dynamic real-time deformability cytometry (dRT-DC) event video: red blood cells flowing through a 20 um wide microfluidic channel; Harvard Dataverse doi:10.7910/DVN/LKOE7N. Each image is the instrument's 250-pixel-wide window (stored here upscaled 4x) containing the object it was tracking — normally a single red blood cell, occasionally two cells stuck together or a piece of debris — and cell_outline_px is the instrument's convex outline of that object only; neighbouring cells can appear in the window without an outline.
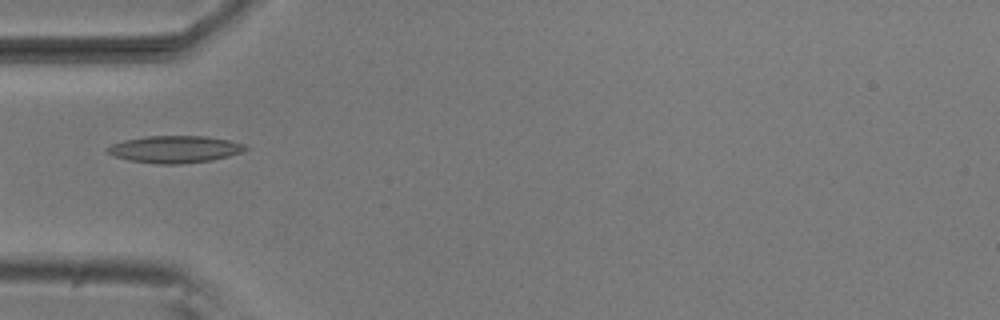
{"species": "common noctule bat (a hibernating species)", "species_latin": "Nyctalus noctula", "temperature_condition": "room temperature", "stored_images_in_passage": 10, "camera_frame_rate_fps": 3000, "um_per_image_px": 0.085, "animal": {"sex": "male", "body_mass_g": 20.5, "forearm_length_mm": 52.5}, "frame": {"image": 1, "passage_image": 4, "time_ms": 1.0, "image_size_px": [1000, 320], "cell_outline_px": [[248, 148], [240, 152], [228, 156], [212, 160], [180, 164], [160, 164], [128, 160], [112, 156], [104, 148], [112, 144], [124, 140], [144, 136], [208, 136], [228, 140], [244, 144]], "centroid_in_image_um": [14.82, 12.68], "position_along_channel_um": 70.2, "area_um2": 21.79}}
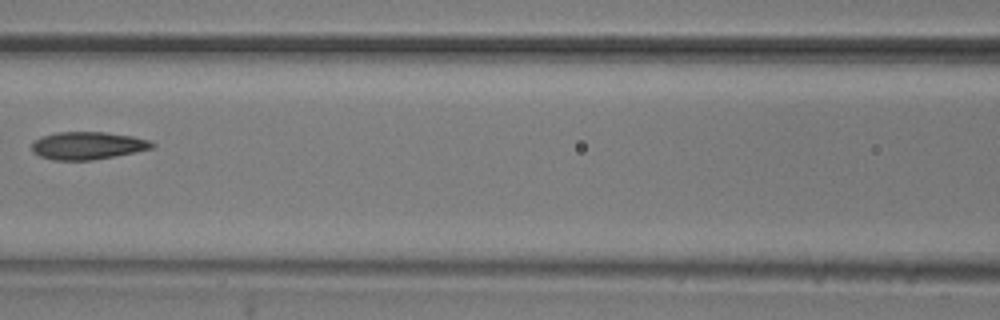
{"frame": {"image": 2, "passage_image": 6, "time_ms": 1.667, "image_size_px": [1000, 320], "cell_outline_px": [[156, 144], [152, 148], [136, 152], [116, 156], [92, 160], [52, 160], [40, 156], [32, 152], [32, 144], [40, 136], [56, 132], [104, 132], [132, 136], [148, 140]], "centroid_in_image_um": [7.44, 12.38], "position_along_channel_um": 159.2, "area_um2": 19.42}}
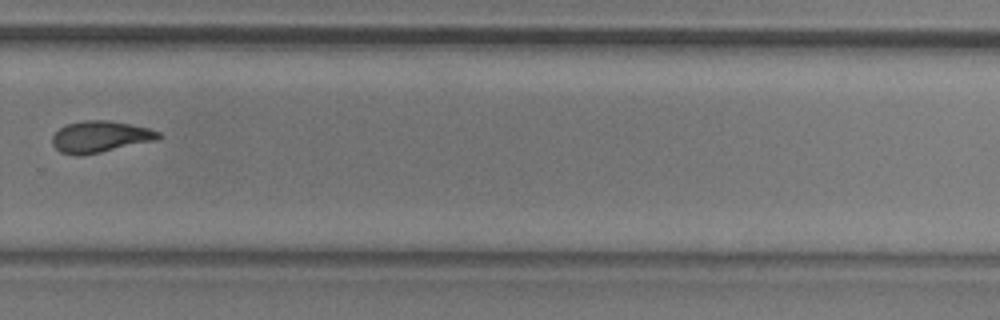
{"frame": {"image": 3, "passage_image": 10, "time_ms": 3.0, "image_size_px": [1000, 320], "cell_outline_px": [[164, 136], [156, 140], [100, 152], [76, 156], [60, 152], [52, 144], [52, 136], [60, 128], [68, 124], [84, 120], [108, 120], [148, 128], [160, 132]], "centroid_in_image_um": [8.51, 11.62], "position_along_channel_um": 321.3, "area_um2": 19.31}}